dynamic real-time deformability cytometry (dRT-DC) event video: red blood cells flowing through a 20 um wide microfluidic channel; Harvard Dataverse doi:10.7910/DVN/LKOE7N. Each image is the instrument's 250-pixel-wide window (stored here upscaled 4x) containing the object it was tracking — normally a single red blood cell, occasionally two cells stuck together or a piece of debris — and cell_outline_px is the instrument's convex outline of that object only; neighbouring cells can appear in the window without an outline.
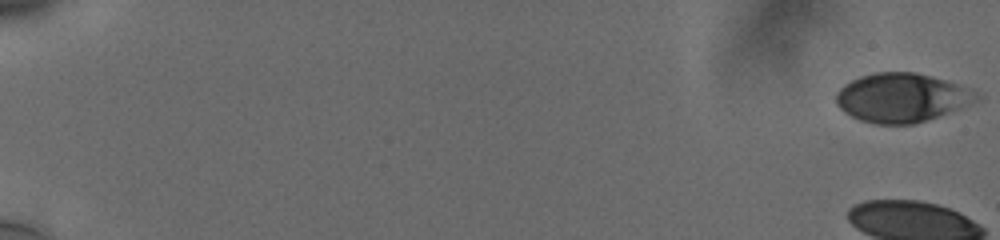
{"species": "human", "species_latin": "Homo sapiens", "temperature_condition": "cold", "stored_images_in_passage": 16, "camera_frame_rate_fps": 3000, "um_per_image_px": 0.085, "donor": {"sex": "male"}, "frame": {"image": 1, "passage_image": 1, "time_ms": 0.0, "image_size_px": [1000, 240], "cell_outline_px": [[984, 96], [980, 100], [972, 104], [912, 124], [876, 124], [860, 120], [844, 112], [836, 104], [836, 92], [844, 84], [860, 76], [876, 72], [916, 72], [932, 76], [960, 84], [972, 88]], "centroid_in_image_um": [76.69, 8.29], "position_along_channel_um": 8.3, "area_um2": 40.29}}